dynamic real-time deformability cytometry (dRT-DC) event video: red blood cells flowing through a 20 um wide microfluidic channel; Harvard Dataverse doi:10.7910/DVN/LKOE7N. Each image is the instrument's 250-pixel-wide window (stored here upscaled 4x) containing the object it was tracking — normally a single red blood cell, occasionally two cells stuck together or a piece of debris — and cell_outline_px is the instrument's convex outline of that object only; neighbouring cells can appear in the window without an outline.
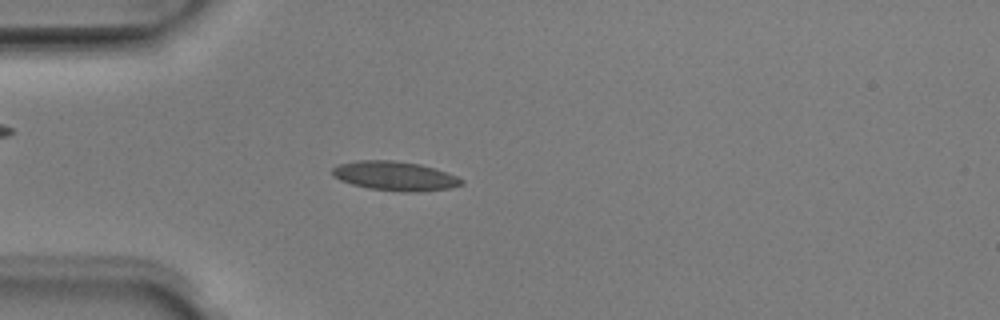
{"species": "Egyptian fruit bat (a non-hibernating species)", "species_latin": "Rousettus aegyptiacus", "temperature_condition": "room temperature", "stored_images_in_passage": 49, "camera_frame_rate_fps": 3000, "um_per_image_px": 0.085, "animal": {"sex": "male"}, "frame": {"image": 1, "passage_image": 13, "time_ms": 4.0, "image_size_px": [1000, 320], "cell_outline_px": [[464, 184], [452, 188], [420, 192], [404, 192], [368, 188], [352, 184], [340, 180], [332, 176], [332, 168], [340, 164], [356, 160], [392, 160], [420, 164], [448, 172], [464, 180]], "centroid_in_image_um": [33.6, 14.96], "position_along_channel_um": 51.4, "area_um2": 22.2}}
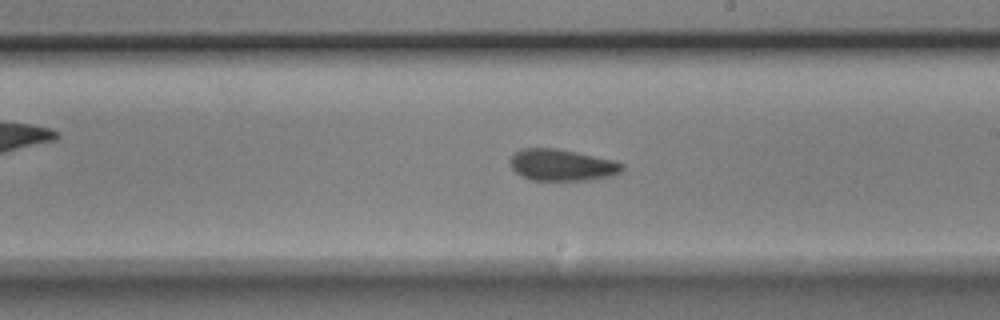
{"frame": {"image": 2, "passage_image": 28, "time_ms": 9.0, "image_size_px": [1000, 320], "cell_outline_px": [[624, 168], [620, 172], [612, 176], [592, 180], [532, 180], [520, 176], [512, 168], [508, 160], [520, 148], [560, 148], [616, 160], [624, 164]], "centroid_in_image_um": [47.79, 14.02], "position_along_channel_um": 241.2, "area_um2": 21.04}}
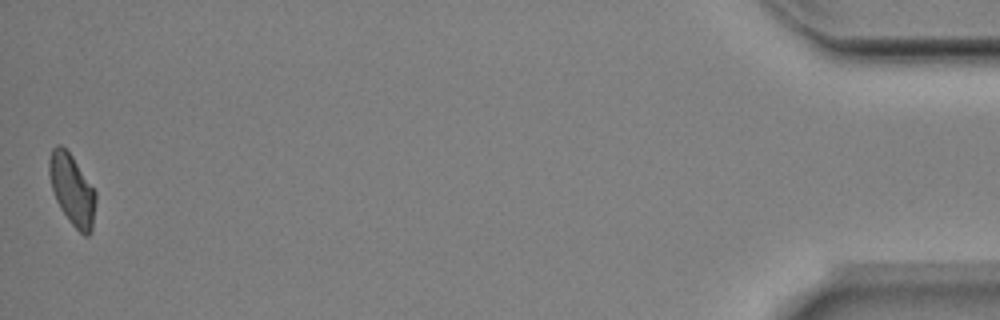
{"frame": {"image": 3, "passage_image": 49, "time_ms": 16.0, "image_size_px": [1000, 320], "cell_outline_px": [[96, 200], [92, 232], [88, 236], [84, 236], [68, 220], [60, 208], [56, 200], [52, 188], [48, 172], [48, 160], [52, 148], [56, 144], [60, 144], [72, 156], [96, 192]], "centroid_in_image_um": [6.12, 16.14], "position_along_channel_um": 429.1, "area_um2": 19.25}, "authors_computed_cell_mechanics": {"area_um2": 20.3456, "velocity_mm_per_s": 4.0149, "shape_relaxation_time_tau1_ms": 5.8934, "shape_relaxation_time_tau2_ms": 4.236, "deformation_change_tau1": 0.1409, "deformation_change_tau2": 0.1007}}